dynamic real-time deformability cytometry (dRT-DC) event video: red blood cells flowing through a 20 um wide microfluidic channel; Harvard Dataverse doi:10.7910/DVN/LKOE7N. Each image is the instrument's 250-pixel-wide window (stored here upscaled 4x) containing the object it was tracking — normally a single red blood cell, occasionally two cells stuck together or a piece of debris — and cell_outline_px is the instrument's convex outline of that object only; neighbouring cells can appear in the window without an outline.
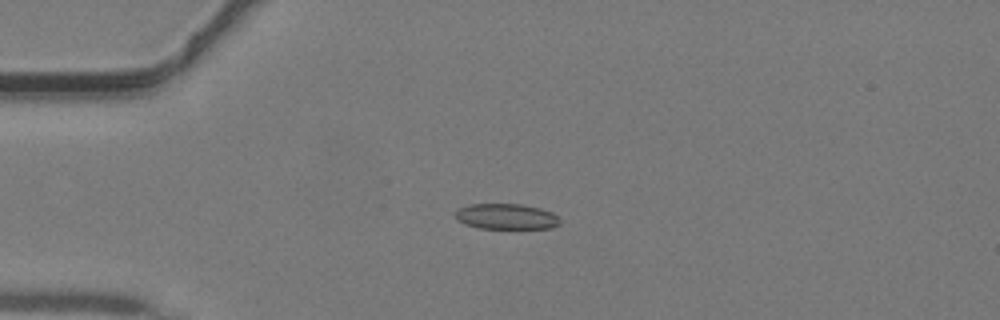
{"species": "common noctule bat (a hibernating species)", "species_latin": "Nyctalus noctula", "temperature_condition": "warm", "stored_images_in_passage": 35, "camera_frame_rate_fps": 3000, "um_per_image_px": 0.085, "animal": {"sex": "male", "body_mass_g": 19.2, "forearm_length_mm": 51.8}, "frame": {"image": 1, "passage_image": 2, "time_ms": 0.333, "image_size_px": [1000, 320], "cell_outline_px": [[560, 224], [552, 228], [480, 228], [464, 224], [456, 220], [456, 212], [460, 208], [468, 204], [520, 204], [540, 208], [552, 212], [560, 220]], "centroid_in_image_um": [43.03, 18.4], "position_along_channel_um": 42.0, "area_um2": 15.55}}
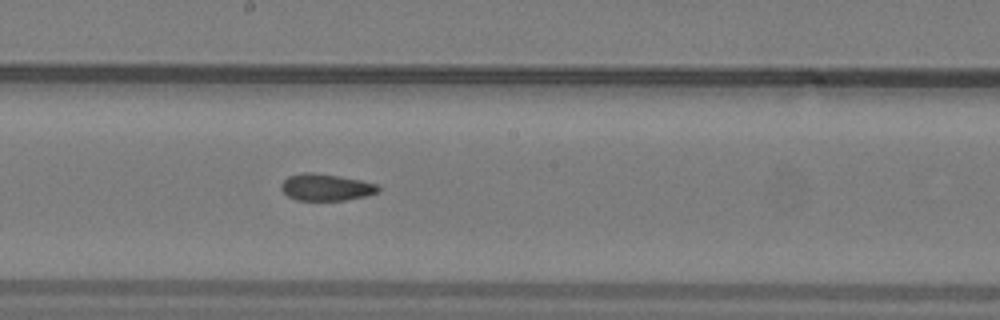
{"frame": {"image": 2, "passage_image": 15, "time_ms": 4.667, "image_size_px": [1000, 320], "cell_outline_px": [[380, 192], [368, 196], [344, 200], [296, 200], [288, 196], [280, 188], [280, 184], [288, 176], [300, 172], [312, 172], [340, 176], [380, 184]], "centroid_in_image_um": [27.74, 15.91], "position_along_channel_um": 220.5, "area_um2": 15.43}}
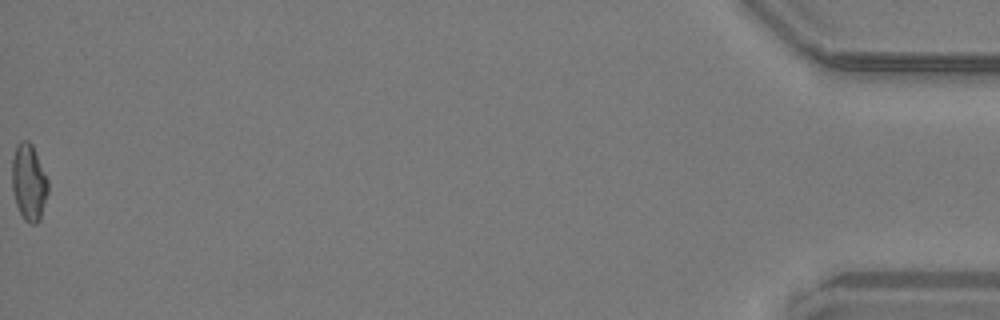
{"frame": {"image": 3, "passage_image": 35, "time_ms": 11.333, "image_size_px": [1000, 320], "cell_outline_px": [[48, 192], [40, 220], [36, 224], [28, 224], [24, 220], [16, 204], [12, 188], [12, 156], [16, 144], [20, 140], [28, 140], [32, 144], [48, 180]], "centroid_in_image_um": [2.44, 15.49], "position_along_channel_um": 432.8, "area_um2": 16.24}}